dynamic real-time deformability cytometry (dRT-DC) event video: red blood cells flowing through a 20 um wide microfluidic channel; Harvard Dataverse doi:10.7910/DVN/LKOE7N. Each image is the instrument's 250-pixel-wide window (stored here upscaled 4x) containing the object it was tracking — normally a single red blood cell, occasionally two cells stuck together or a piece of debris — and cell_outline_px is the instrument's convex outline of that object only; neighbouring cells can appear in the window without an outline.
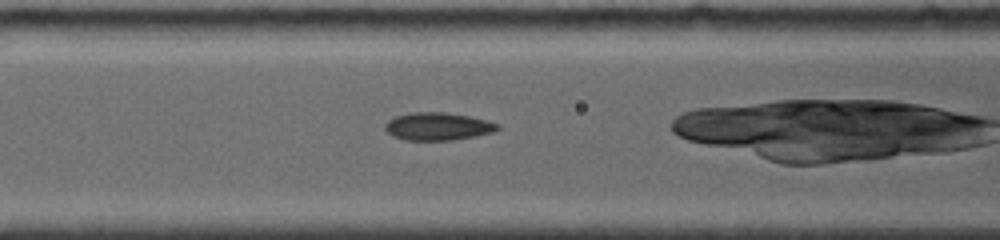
{"species": "common noctule bat (a hibernating species)", "species_latin": "Nyctalus noctula", "temperature_condition": "room temperature", "stored_images_in_passage": 3, "camera_frame_rate_fps": 4000, "um_per_image_px": 0.085, "animal": {"sex": "female", "body_mass_g": 19.0, "forearm_length_mm": 56.7}, "frame": {"image": 1, "passage_image": 3, "time_ms": 1.75, "image_size_px": [1000, 240], "cell_outline_px": [[500, 128], [492, 132], [476, 136], [452, 140], [404, 140], [392, 136], [384, 128], [384, 124], [388, 120], [396, 116], [412, 112], [444, 112], [468, 116], [488, 120], [500, 124]], "centroid_in_image_um": [37.21, 10.74], "position_along_channel_um": 129.4, "area_um2": 18.26}}